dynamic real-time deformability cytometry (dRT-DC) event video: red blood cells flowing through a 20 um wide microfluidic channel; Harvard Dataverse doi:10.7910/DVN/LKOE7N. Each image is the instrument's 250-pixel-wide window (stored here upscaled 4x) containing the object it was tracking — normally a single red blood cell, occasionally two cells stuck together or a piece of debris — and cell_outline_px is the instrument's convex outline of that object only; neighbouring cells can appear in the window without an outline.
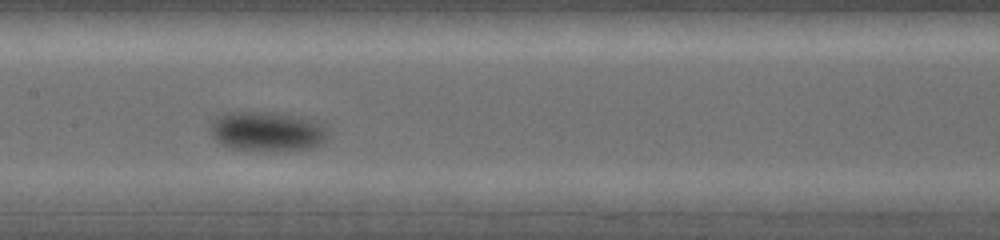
{"species": "common noctule bat (a hibernating species)", "species_latin": "Nyctalus noctula", "temperature_condition": "warm", "stored_images_in_passage": 8, "camera_frame_rate_fps": 5000, "um_per_image_px": 0.085, "animal": {"sex": "female", "body_mass_g": 19.0, "forearm_length_mm": 53.3}, "frame": {"image": 1, "passage_image": 6, "time_ms": 2.6, "image_size_px": [1000, 240], "cell_outline_px": [[324, 140], [308, 148], [232, 148], [220, 144], [212, 136], [212, 120], [220, 116], [232, 112], [272, 112], [304, 116], [320, 120], [324, 124]], "centroid_in_image_um": [22.7, 11.09], "position_along_channel_um": 184.7, "area_um2": 26.07}}